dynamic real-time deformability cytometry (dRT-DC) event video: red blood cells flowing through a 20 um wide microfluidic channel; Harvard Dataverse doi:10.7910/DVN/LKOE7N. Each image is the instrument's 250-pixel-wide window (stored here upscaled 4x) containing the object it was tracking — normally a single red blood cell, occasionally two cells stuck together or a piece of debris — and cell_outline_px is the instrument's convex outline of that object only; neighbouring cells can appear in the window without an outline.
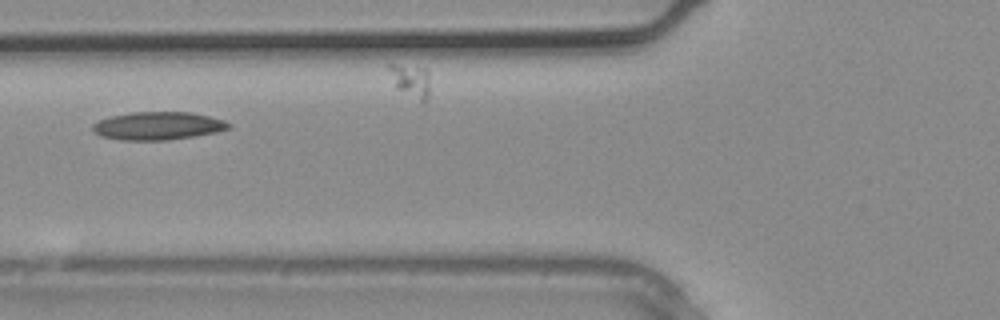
{"species": "common noctule bat (a hibernating species)", "species_latin": "Nyctalus noctula", "temperature_condition": "warm", "stored_images_in_passage": 7, "camera_frame_rate_fps": 3000, "um_per_image_px": 0.085, "animal": {"sex": "male", "body_mass_g": 20.4}, "frame": {"image": 1, "passage_image": 6, "time_ms": 1.667, "image_size_px": [1000, 320], "cell_outline_px": [[232, 128], [216, 132], [196, 136], [168, 140], [120, 140], [100, 136], [92, 128], [92, 124], [100, 120], [112, 116], [132, 112], [192, 112], [224, 120], [232, 124]], "centroid_in_image_um": [13.46, 10.7], "position_along_channel_um": 112.3, "area_um2": 22.25}}